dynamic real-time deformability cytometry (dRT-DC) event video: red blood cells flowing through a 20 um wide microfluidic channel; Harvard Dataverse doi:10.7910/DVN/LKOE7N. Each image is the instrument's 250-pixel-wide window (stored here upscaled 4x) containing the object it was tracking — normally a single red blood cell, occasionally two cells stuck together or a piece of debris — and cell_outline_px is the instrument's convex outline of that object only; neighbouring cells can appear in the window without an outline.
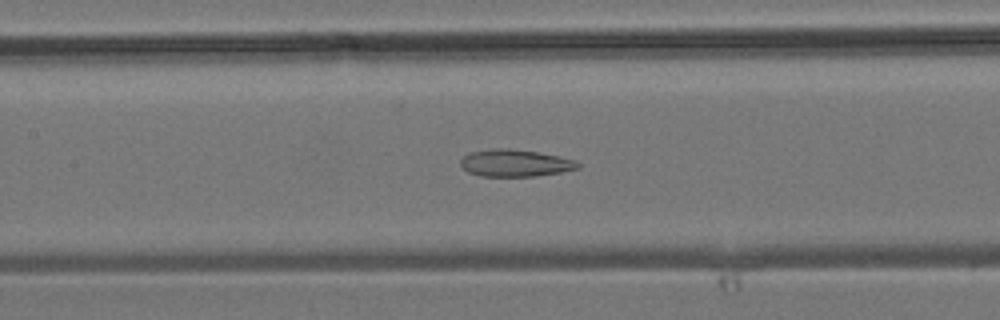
{"species": "common noctule bat (a hibernating species)", "species_latin": "Nyctalus noctula", "temperature_condition": "room temperature", "stored_images_in_passage": 35, "camera_frame_rate_fps": 3000, "um_per_image_px": 0.085, "animal": {"sex": "male", "body_mass_g": 19.2, "forearm_length_mm": 51.8}, "frame": {"image": 1, "passage_image": 15, "time_ms": 4.667, "image_size_px": [1000, 320], "cell_outline_px": [[580, 168], [560, 172], [532, 176], [480, 176], [468, 172], [460, 164], [460, 160], [468, 152], [496, 148], [508, 148], [536, 152], [560, 156], [576, 160], [580, 164]], "centroid_in_image_um": [43.78, 13.85], "position_along_channel_um": 163.6, "area_um2": 18.5}}
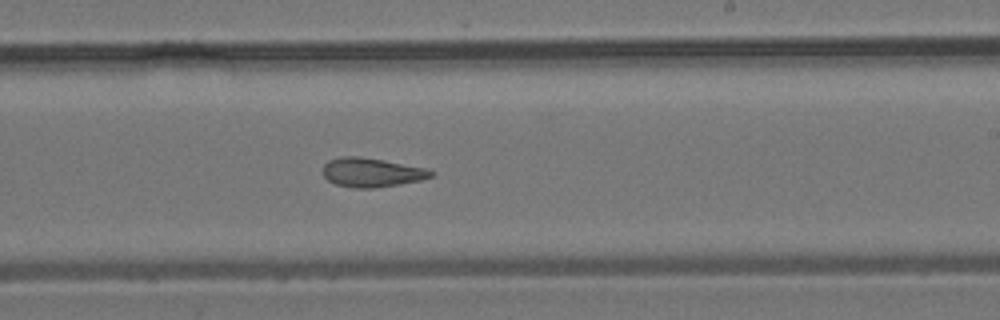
{"frame": {"image": 2, "passage_image": 21, "time_ms": 6.667, "image_size_px": [1000, 320], "cell_outline_px": [[436, 172], [432, 176], [420, 180], [400, 184], [372, 188], [356, 188], [336, 184], [328, 180], [324, 176], [324, 164], [328, 160], [340, 156], [360, 156], [384, 160], [424, 168]], "centroid_in_image_um": [31.58, 14.65], "position_along_channel_um": 257.4, "area_um2": 18.21}}
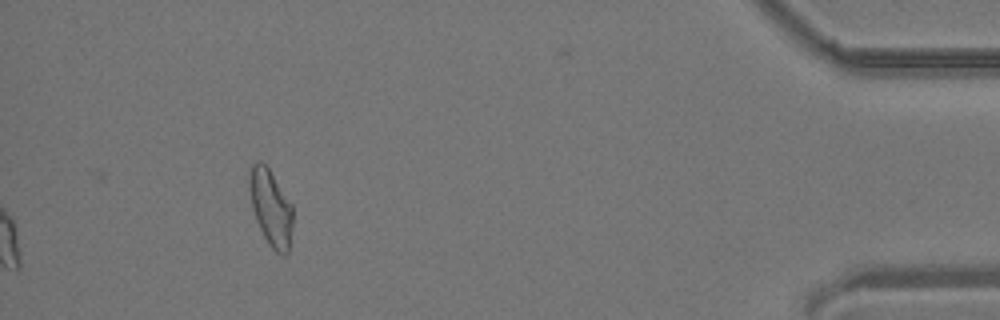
{"frame": {"image": 3, "passage_image": 35, "time_ms": 11.333, "image_size_px": [1000, 320], "cell_outline_px": [[292, 228], [288, 256], [280, 256], [268, 244], [256, 220], [252, 208], [248, 184], [248, 180], [252, 164], [260, 160], [268, 168], [292, 204]], "centroid_in_image_um": [23.02, 17.7], "position_along_channel_um": 412.2, "area_um2": 19.36}}